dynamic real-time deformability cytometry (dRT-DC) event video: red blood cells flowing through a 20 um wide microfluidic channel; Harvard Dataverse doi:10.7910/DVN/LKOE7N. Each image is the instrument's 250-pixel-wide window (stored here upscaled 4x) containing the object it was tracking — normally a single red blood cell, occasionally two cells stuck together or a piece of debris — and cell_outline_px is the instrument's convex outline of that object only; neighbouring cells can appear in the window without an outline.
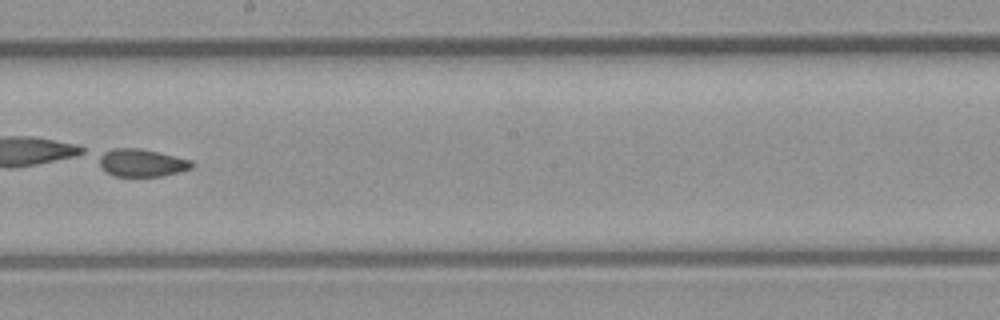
{"species": "common noctule bat (a hibernating species)", "species_latin": "Nyctalus noctula", "temperature_condition": "room temperature", "stored_images_in_passage": 36, "camera_frame_rate_fps": 3000, "um_per_image_px": 0.085, "animal": {"sex": "male", "body_mass_g": 23.1, "forearm_length_mm": 52.7}, "frame": {"image": 1, "passage_image": 16, "time_ms": 5.0, "image_size_px": [1000, 320], "cell_outline_px": [[192, 168], [160, 176], [116, 176], [108, 172], [100, 164], [100, 156], [104, 152], [112, 148], [140, 148], [192, 160]], "centroid_in_image_um": [12.05, 13.83], "position_along_channel_um": 236.1, "area_um2": 14.57}}